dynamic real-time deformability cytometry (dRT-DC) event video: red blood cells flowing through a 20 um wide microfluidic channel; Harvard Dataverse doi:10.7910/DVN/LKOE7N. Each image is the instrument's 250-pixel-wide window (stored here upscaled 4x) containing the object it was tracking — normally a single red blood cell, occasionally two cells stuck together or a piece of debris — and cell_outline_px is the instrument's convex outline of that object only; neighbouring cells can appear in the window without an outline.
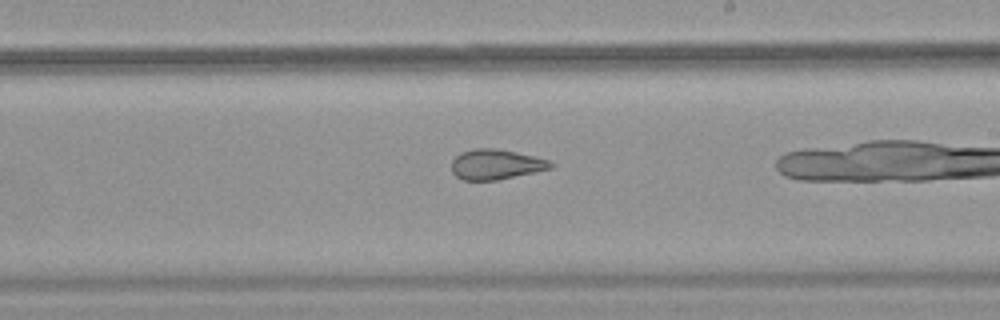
{"species": "common noctule bat (a hibernating species)", "species_latin": "Nyctalus noctula", "temperature_condition": "warm", "stored_images_in_passage": 39, "camera_frame_rate_fps": 3000, "um_per_image_px": 0.085, "animal": {"sex": "female", "body_mass_g": 18.4}, "frame": {"image": 1, "passage_image": 28, "time_ms": 9.0, "image_size_px": [1000, 320], "cell_outline_px": [[556, 164], [552, 168], [496, 180], [464, 180], [456, 176], [452, 172], [452, 160], [460, 152], [476, 148], [496, 148], [532, 156], [548, 160]], "centroid_in_image_um": [42.13, 13.97], "position_along_channel_um": 246.9, "area_um2": 17.22}}